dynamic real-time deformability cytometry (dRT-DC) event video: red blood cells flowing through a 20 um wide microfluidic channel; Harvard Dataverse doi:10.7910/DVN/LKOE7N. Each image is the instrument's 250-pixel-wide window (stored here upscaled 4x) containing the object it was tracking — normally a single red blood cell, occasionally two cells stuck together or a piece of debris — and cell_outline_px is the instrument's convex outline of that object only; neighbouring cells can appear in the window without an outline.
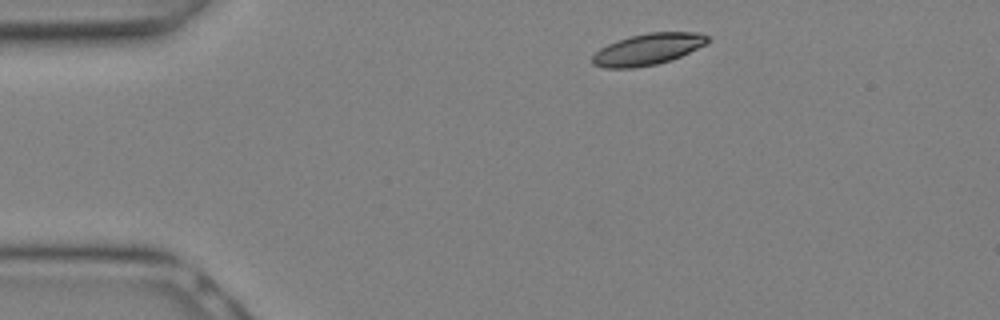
{"species": "Egyptian fruit bat (a non-hibernating species)", "species_latin": "Rousettus aegyptiacus", "temperature_condition": "warm", "stored_images_in_passage": 24, "camera_frame_rate_fps": 3000, "um_per_image_px": 0.085, "animal": {"sex": "female"}, "frame": {"image": 1, "passage_image": 1, "time_ms": 0.0, "image_size_px": [1000, 320], "cell_outline_px": [[708, 40], [704, 44], [680, 56], [656, 64], [632, 68], [604, 68], [592, 64], [592, 56], [600, 48], [616, 40], [648, 32], [700, 32], [708, 36]], "centroid_in_image_um": [55.01, 4.18], "position_along_channel_um": 30.0, "area_um2": 20.81}}
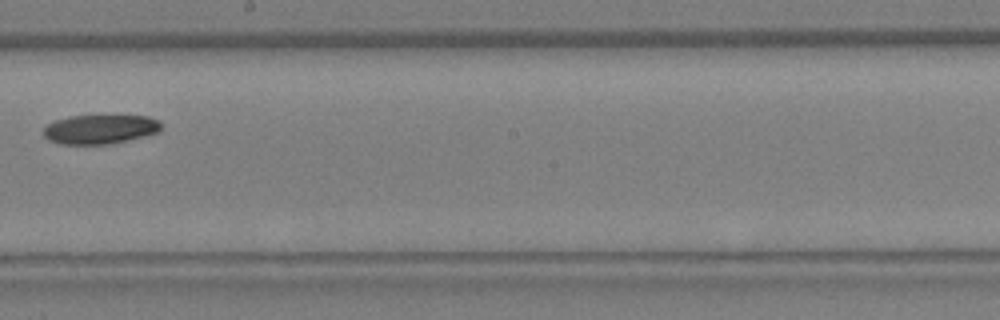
{"frame": {"image": 2, "passage_image": 12, "time_ms": 3.667, "image_size_px": [1000, 320], "cell_outline_px": [[160, 128], [156, 132], [144, 136], [112, 144], [60, 144], [48, 140], [44, 136], [44, 128], [48, 124], [56, 120], [72, 116], [148, 116], [160, 120]], "centroid_in_image_um": [8.49, 10.99], "position_along_channel_um": 239.7, "area_um2": 19.88}}
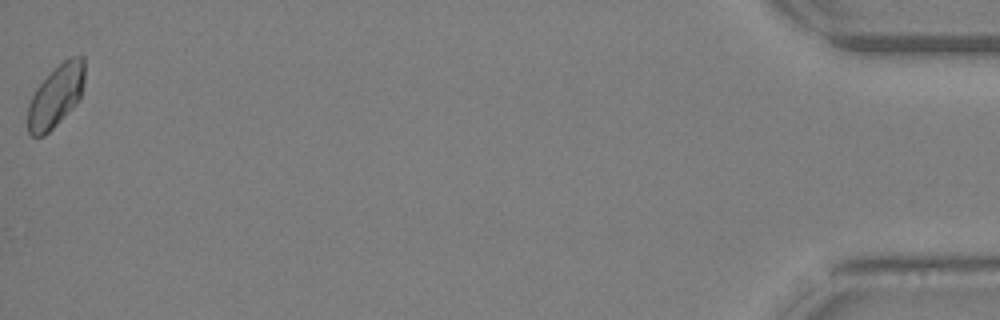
{"frame": {"image": 3, "passage_image": 24, "time_ms": 7.667, "image_size_px": [1000, 320], "cell_outline_px": [[84, 80], [80, 100], [44, 136], [32, 136], [28, 132], [28, 104], [36, 88], [64, 60], [72, 56], [84, 56]], "centroid_in_image_um": [4.76, 8.16], "position_along_channel_um": 430.4, "area_um2": 20.23}}